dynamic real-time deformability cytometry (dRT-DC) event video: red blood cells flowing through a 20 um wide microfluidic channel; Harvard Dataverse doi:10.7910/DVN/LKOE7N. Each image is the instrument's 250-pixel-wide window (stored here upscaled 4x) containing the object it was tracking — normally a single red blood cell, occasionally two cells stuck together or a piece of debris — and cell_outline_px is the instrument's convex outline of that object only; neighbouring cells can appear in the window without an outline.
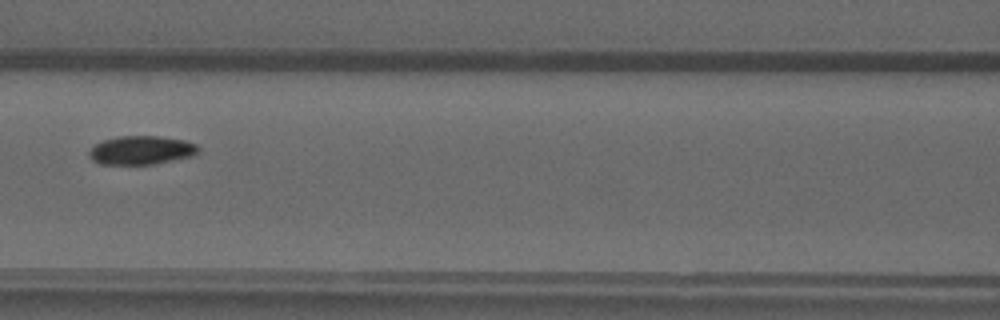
{"species": "common noctule bat (a hibernating species)", "species_latin": "Nyctalus noctula", "temperature_condition": "warm", "stored_images_in_passage": 47, "camera_frame_rate_fps": 3000, "um_per_image_px": 0.085, "animal": {"sex": "male", "forearm_length_mm": 52.5}, "frame": {"image": 1, "passage_image": 20, "time_ms": 6.333, "image_size_px": [1000, 320], "cell_outline_px": [[200, 148], [196, 156], [152, 164], [100, 164], [92, 160], [88, 156], [88, 152], [96, 144], [104, 140], [116, 136], [160, 136], [184, 140], [196, 144]], "centroid_in_image_um": [12.04, 12.77], "position_along_channel_um": 154.6, "area_um2": 18.38}}
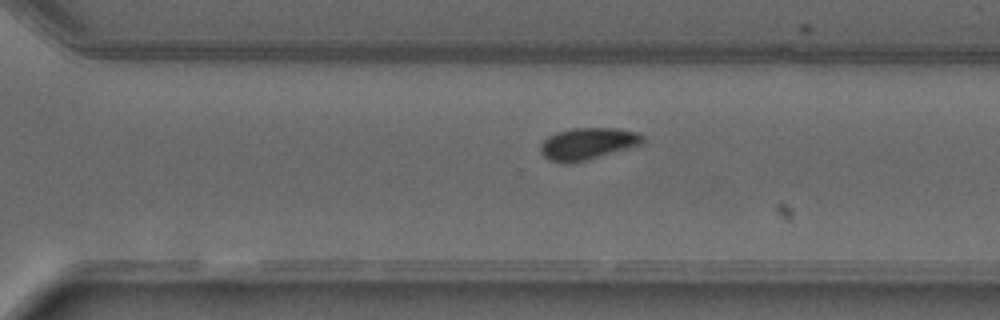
{"frame": {"image": 2, "passage_image": 32, "time_ms": 10.333, "image_size_px": [1000, 320], "cell_outline_px": [[644, 140], [640, 144], [588, 160], [572, 164], [560, 164], [548, 160], [540, 152], [540, 144], [548, 136], [556, 132], [572, 128], [616, 128], [636, 132], [644, 136]], "centroid_in_image_um": [49.88, 12.23], "position_along_channel_um": 320.7, "area_um2": 19.13}}
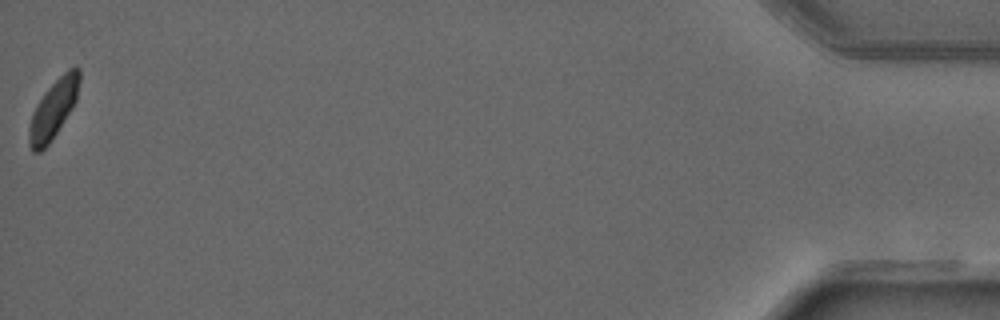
{"frame": {"image": 3, "passage_image": 47, "time_ms": 15.333, "image_size_px": [1000, 320], "cell_outline_px": [[80, 80], [76, 100], [72, 108], [48, 144], [40, 152], [32, 152], [28, 144], [28, 128], [32, 112], [36, 104], [44, 92], [68, 68], [76, 64], [80, 68]], "centroid_in_image_um": [4.52, 9.25], "position_along_channel_um": 430.7, "area_um2": 17.22}}